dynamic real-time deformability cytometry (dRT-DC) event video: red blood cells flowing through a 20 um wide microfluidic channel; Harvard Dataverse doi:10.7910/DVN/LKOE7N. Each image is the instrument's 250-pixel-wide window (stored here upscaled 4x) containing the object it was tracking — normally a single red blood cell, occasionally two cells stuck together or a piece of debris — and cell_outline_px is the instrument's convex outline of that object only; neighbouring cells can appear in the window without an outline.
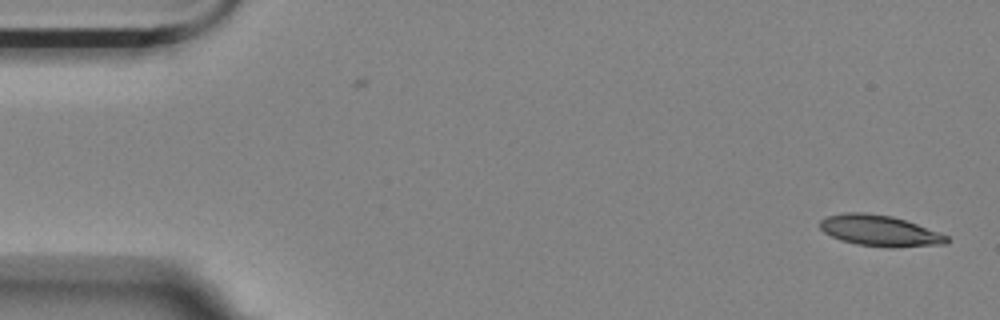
{"species": "Egyptian fruit bat (a non-hibernating species)", "species_latin": "Rousettus aegyptiacus", "temperature_condition": "room temperature", "stored_images_in_passage": 53, "camera_frame_rate_fps": 3000, "um_per_image_px": 0.085, "animal": {"sex": "female"}, "frame": {"image": 1, "passage_image": 1, "time_ms": 0.0, "image_size_px": [1000, 320], "cell_outline_px": [[952, 240], [948, 244], [892, 248], [856, 244], [840, 240], [824, 232], [820, 228], [820, 220], [828, 216], [844, 212], [864, 212], [892, 216], [916, 224], [948, 236]], "centroid_in_image_um": [74.79, 19.62], "position_along_channel_um": 10.2, "area_um2": 22.95}}
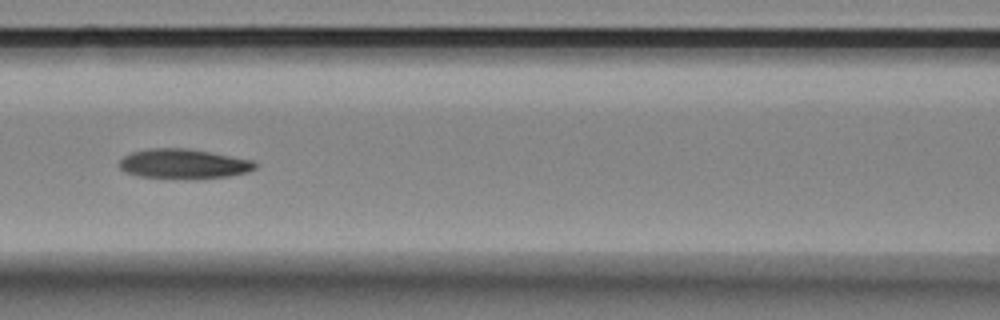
{"frame": {"image": 2, "passage_image": 23, "time_ms": 7.333, "image_size_px": [1000, 320], "cell_outline_px": [[256, 168], [248, 172], [228, 176], [140, 176], [124, 172], [120, 168], [120, 160], [124, 156], [132, 152], [148, 148], [188, 148], [252, 160], [256, 164]], "centroid_in_image_um": [15.58, 13.87], "position_along_channel_um": 151.0, "area_um2": 22.43}}
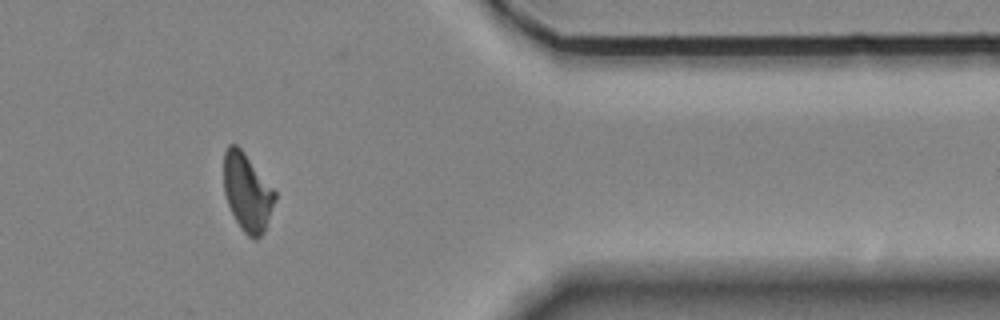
{"frame": {"image": 3, "passage_image": 45, "time_ms": 14.667, "image_size_px": [1000, 320], "cell_outline_px": [[276, 200], [264, 232], [256, 240], [252, 240], [240, 228], [228, 204], [224, 192], [224, 152], [228, 144], [236, 144], [244, 152], [276, 192]], "centroid_in_image_um": [21.02, 16.36], "position_along_channel_um": 390.4, "area_um2": 23.12}}